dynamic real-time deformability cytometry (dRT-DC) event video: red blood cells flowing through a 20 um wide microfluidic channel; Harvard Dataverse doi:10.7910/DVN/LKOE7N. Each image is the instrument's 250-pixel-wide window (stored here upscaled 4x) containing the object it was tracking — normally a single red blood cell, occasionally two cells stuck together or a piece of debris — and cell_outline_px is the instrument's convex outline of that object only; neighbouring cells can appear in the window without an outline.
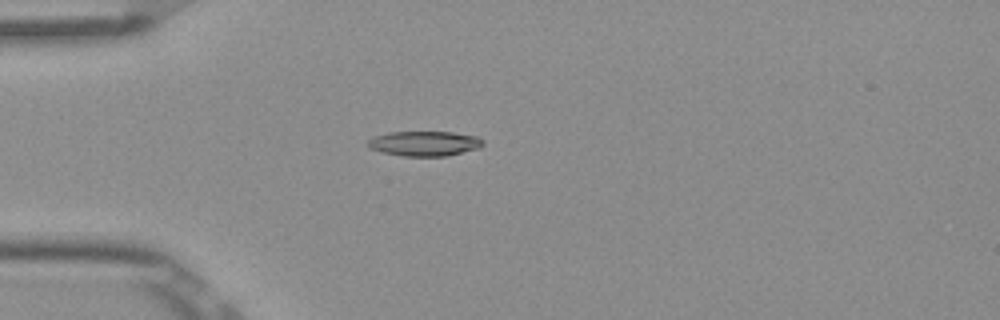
{"species": "Egyptian fruit bat (a non-hibernating species)", "species_latin": "Rousettus aegyptiacus", "temperature_condition": "room temperature", "stored_images_in_passage": 39, "camera_frame_rate_fps": 3000, "um_per_image_px": 0.085, "frame": {"image": 1, "passage_image": 1, "time_ms": 0.0, "image_size_px": [1000, 320], "cell_outline_px": [[484, 144], [480, 148], [448, 156], [404, 156], [380, 152], [368, 148], [368, 140], [376, 136], [388, 132], [452, 132], [480, 136], [484, 140]], "centroid_in_image_um": [36.13, 12.2], "position_along_channel_um": 48.9, "area_um2": 16.94}}
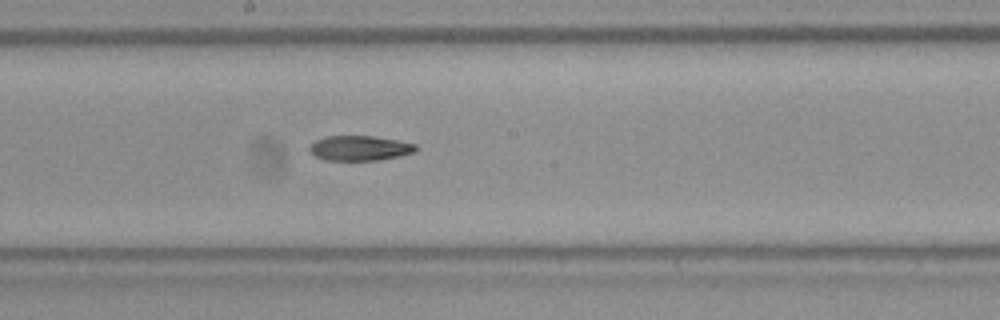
{"frame": {"image": 2, "passage_image": 15, "time_ms": 4.667, "image_size_px": [1000, 320], "cell_outline_px": [[416, 152], [400, 156], [376, 160], [324, 160], [316, 156], [308, 148], [316, 140], [324, 136], [372, 136], [396, 140], [416, 144]], "centroid_in_image_um": [30.58, 12.59], "position_along_channel_um": 217.6, "area_um2": 15.32}}
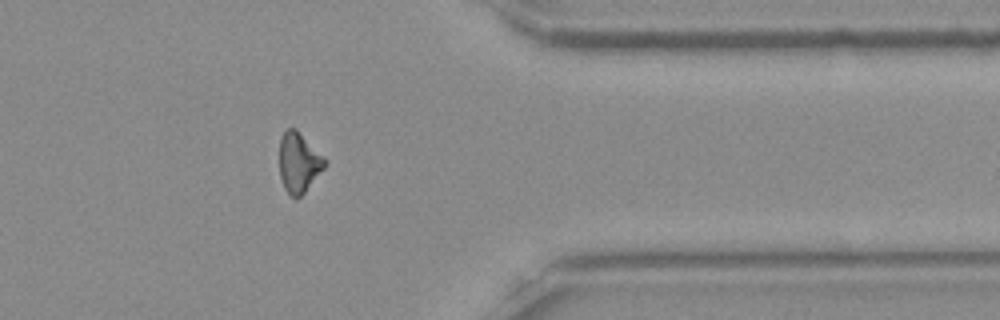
{"frame": {"image": 3, "passage_image": 29, "time_ms": 9.333, "image_size_px": [1000, 320], "cell_outline_px": [[328, 164], [304, 192], [296, 200], [284, 188], [280, 176], [280, 136], [288, 128], [296, 128], [328, 160]], "centroid_in_image_um": [25.42, 13.8], "position_along_channel_um": 386.0, "area_um2": 15.95}}